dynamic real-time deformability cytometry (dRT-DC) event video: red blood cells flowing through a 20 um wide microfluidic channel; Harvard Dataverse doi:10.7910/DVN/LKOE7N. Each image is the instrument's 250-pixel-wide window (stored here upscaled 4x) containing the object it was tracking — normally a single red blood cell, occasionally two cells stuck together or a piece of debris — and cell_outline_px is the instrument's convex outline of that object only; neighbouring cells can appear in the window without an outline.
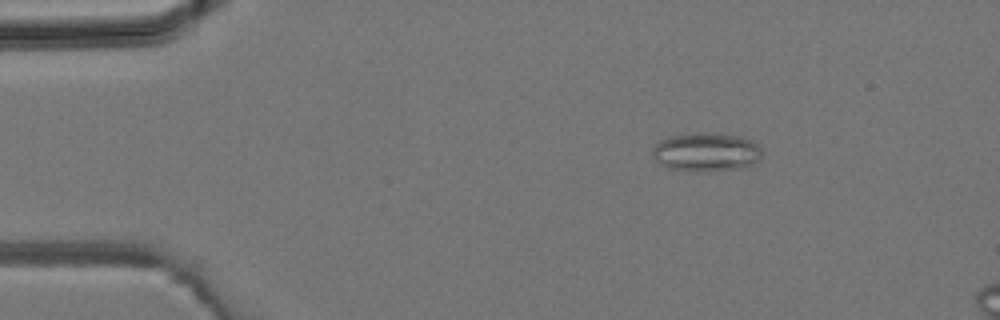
{"species": "common noctule bat (a hibernating species)", "species_latin": "Nyctalus noctula", "temperature_condition": "room temperature", "stored_images_in_passage": 12, "camera_frame_rate_fps": 3000, "um_per_image_px": 0.085, "animal": {"sex": "male", "body_mass_g": 19.2, "forearm_length_mm": 51.8}, "frame": {"image": 1, "passage_image": 7, "time_ms": 2.0, "image_size_px": [1000, 320], "cell_outline_px": [[760, 160], [748, 168], [708, 172], [696, 172], [668, 168], [660, 164], [652, 156], [652, 148], [660, 140], [668, 136], [696, 132], [704, 132], [740, 136], [752, 140], [760, 148]], "centroid_in_image_um": [60.03, 12.94], "position_along_channel_um": 25.0, "area_um2": 25.32}}